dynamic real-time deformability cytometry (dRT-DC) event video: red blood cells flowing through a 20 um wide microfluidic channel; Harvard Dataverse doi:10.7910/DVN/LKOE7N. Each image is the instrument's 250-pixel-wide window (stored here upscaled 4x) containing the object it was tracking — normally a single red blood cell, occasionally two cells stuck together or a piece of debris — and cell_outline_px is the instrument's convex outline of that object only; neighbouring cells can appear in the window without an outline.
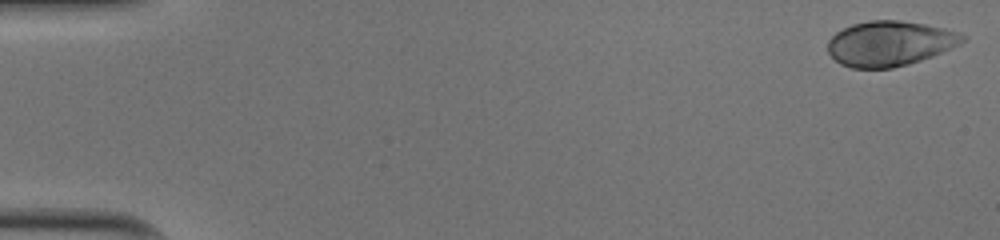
{"species": "human", "species_latin": "Homo sapiens", "temperature_condition": "cold", "stored_images_in_passage": 43, "camera_frame_rate_fps": 3000, "um_per_image_px": 0.085, "donor": {"sex": "male"}, "frame": {"image": 1, "passage_image": 1, "time_ms": 0.0, "image_size_px": [1000, 240], "cell_outline_px": [[968, 36], [960, 44], [932, 56], [908, 64], [892, 68], [852, 68], [840, 64], [828, 52], [828, 40], [836, 32], [852, 24], [868, 20], [900, 20], [924, 24], [944, 28], [960, 32]], "centroid_in_image_um": [75.64, 3.69], "position_along_channel_um": 9.4, "area_um2": 35.37}}
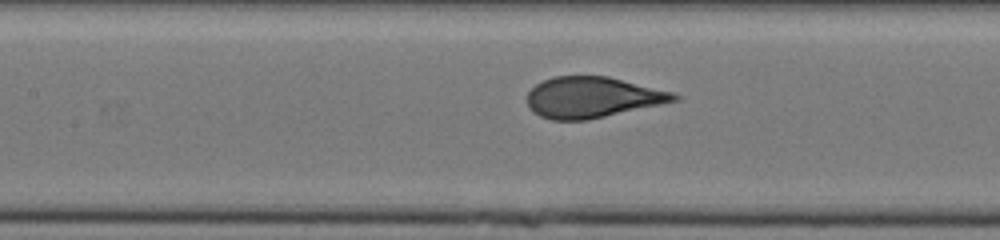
{"frame": {"image": 2, "passage_image": 24, "time_ms": 7.667, "image_size_px": [1000, 240], "cell_outline_px": [[680, 100], [588, 120], [552, 120], [540, 116], [532, 112], [528, 108], [528, 92], [536, 84], [552, 76], [608, 76], [676, 92], [680, 96]], "centroid_in_image_um": [50.38, 8.27], "position_along_channel_um": 157.0, "area_um2": 35.26}}
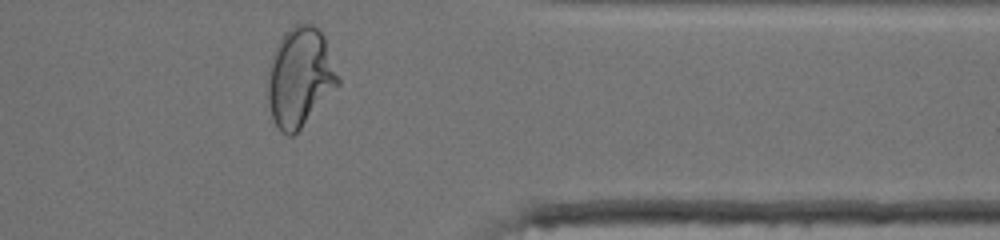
{"frame": {"image": 3, "passage_image": 42, "time_ms": 13.667, "image_size_px": [1000, 240], "cell_outline_px": [[340, 84], [300, 128], [292, 136], [288, 136], [280, 132], [272, 120], [268, 104], [268, 76], [272, 56], [276, 44], [284, 32], [296, 24], [312, 24], [324, 36], [340, 76]], "centroid_in_image_um": [25.49, 6.57], "position_along_channel_um": 385.9, "area_um2": 40.63}, "authors_computed_cell_mechanics": {"area_um2": 35.4314, "velocity_mm_per_s": 3.9986, "shape_relaxation_time_tau1_ms": 3.7232, "shape_relaxation_time_tau2_ms": null, "deformation_change_tau1": 0.1937, "deformation_change_tau2": null}}